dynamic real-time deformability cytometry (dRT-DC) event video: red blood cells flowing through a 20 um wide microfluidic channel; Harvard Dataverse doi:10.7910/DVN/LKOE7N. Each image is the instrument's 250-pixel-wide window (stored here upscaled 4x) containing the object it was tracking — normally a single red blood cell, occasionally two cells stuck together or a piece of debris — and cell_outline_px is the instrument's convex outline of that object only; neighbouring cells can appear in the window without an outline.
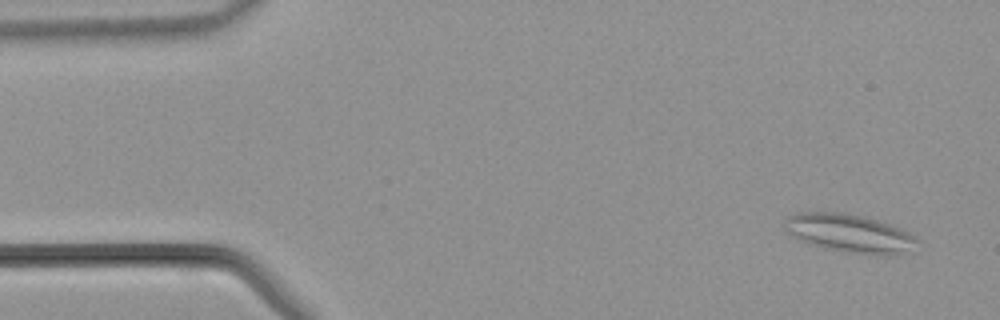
{"species": "common noctule bat (a hibernating species)", "species_latin": "Nyctalus noctula", "temperature_condition": "warm", "stored_images_in_passage": 44, "camera_frame_rate_fps": 3000, "um_per_image_px": 0.085, "animal": {"sex": "male", "body_mass_g": 21.5, "forearm_length_mm": 52.0}, "frame": {"image": 1, "passage_image": 3, "time_ms": 0.667, "image_size_px": [1000, 320], "cell_outline_px": [[920, 240], [896, 256], [880, 256], [844, 252], [824, 248], [788, 236], [784, 232], [784, 220], [788, 216], [800, 212], [844, 212], [876, 220], [900, 228], [908, 232]], "centroid_in_image_um": [72.13, 19.84], "position_along_channel_um": 12.9, "area_um2": 29.71}}
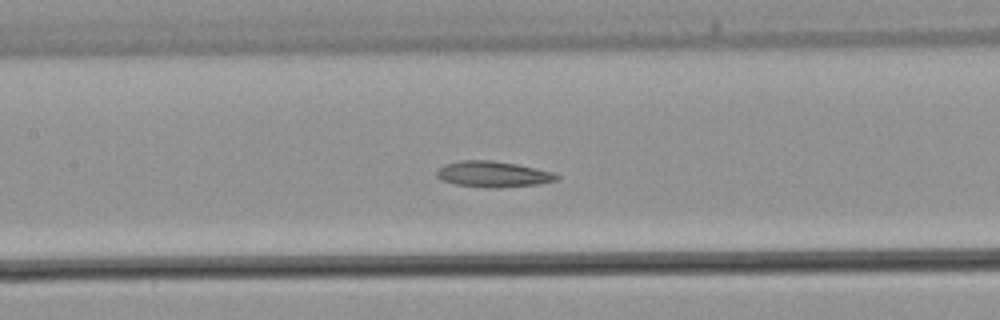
{"frame": {"image": 2, "passage_image": 20, "time_ms": 6.333, "image_size_px": [1000, 320], "cell_outline_px": [[560, 176], [556, 180], [540, 184], [496, 188], [488, 188], [456, 184], [440, 180], [436, 176], [436, 172], [444, 164], [460, 160], [492, 160], [516, 164], [552, 172]], "centroid_in_image_um": [41.88, 14.81], "position_along_channel_um": 165.5, "area_um2": 18.09}}
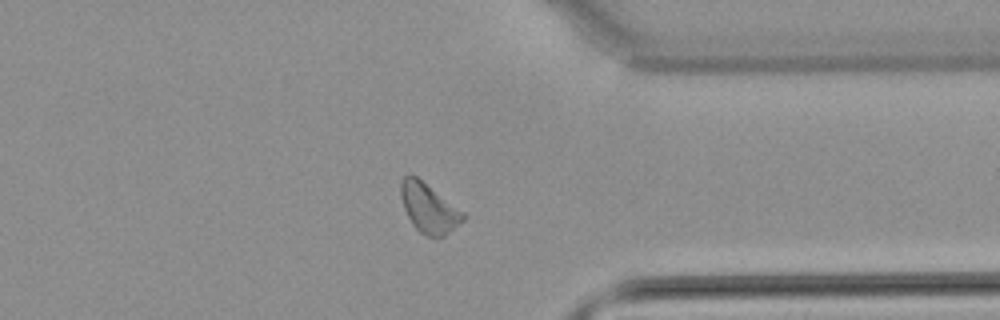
{"frame": {"image": 3, "passage_image": 34, "time_ms": 11.0, "image_size_px": [1000, 320], "cell_outline_px": [[464, 220], [444, 236], [436, 240], [424, 236], [412, 224], [404, 208], [400, 196], [400, 184], [404, 176], [408, 172], [416, 176], [464, 212]], "centroid_in_image_um": [36.43, 17.71], "position_along_channel_um": 375.0, "area_um2": 18.03}}